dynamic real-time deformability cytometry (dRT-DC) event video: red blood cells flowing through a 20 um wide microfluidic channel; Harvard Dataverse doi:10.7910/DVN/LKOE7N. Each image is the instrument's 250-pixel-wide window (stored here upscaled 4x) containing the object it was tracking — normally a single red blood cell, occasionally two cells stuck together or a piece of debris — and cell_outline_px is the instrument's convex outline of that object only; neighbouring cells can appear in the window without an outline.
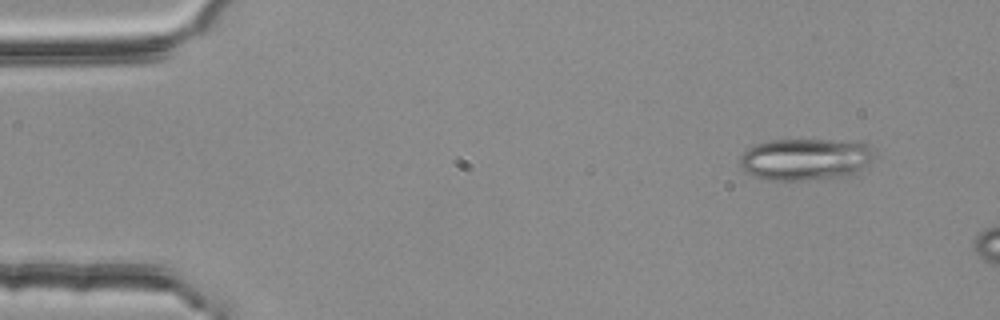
{"species": "common noctule bat (a hibernating species)", "species_latin": "Nyctalus noctula", "temperature_condition": "room temperature", "stored_images_in_passage": 12, "camera_frame_rate_fps": 3000, "um_per_image_px": 0.085, "animal": {"sex": "female", "body_mass_g": 25.1}, "frame": {"image": 1, "passage_image": 1, "time_ms": 0.0, "image_size_px": [1000, 320], "cell_outline_px": [[876, 156], [860, 172], [848, 176], [804, 180], [764, 180], [752, 176], [744, 172], [740, 168], [740, 152], [756, 144], [772, 140], [860, 140], [868, 144], [876, 152]], "centroid_in_image_um": [68.49, 13.53], "position_along_channel_um": 16.5, "area_um2": 33.76}}